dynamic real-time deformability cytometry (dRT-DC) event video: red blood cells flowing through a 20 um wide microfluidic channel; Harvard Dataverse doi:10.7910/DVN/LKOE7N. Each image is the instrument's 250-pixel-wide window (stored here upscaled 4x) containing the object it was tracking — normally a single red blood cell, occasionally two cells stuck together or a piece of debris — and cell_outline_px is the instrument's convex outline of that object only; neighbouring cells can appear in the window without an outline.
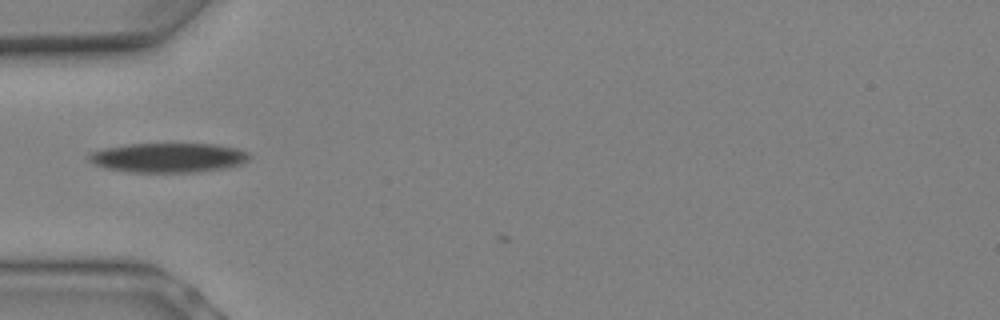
{"species": "Egyptian fruit bat (a non-hibernating species)", "species_latin": "Rousettus aegyptiacus", "temperature_condition": "warm", "stored_images_in_passage": 2, "camera_frame_rate_fps": 3000, "um_per_image_px": 0.085, "animal": {"sex": "female"}, "frame": {"image": 1, "passage_image": 1, "time_ms": 0.0, "image_size_px": [1000, 320], "cell_outline_px": [[252, 156], [244, 164], [228, 168], [200, 172], [128, 172], [104, 168], [92, 164], [88, 160], [88, 152], [104, 148], [128, 144], [216, 144], [240, 148], [248, 152]], "centroid_in_image_um": [14.34, 13.41], "position_along_channel_um": 70.7, "area_um2": 28.21}}